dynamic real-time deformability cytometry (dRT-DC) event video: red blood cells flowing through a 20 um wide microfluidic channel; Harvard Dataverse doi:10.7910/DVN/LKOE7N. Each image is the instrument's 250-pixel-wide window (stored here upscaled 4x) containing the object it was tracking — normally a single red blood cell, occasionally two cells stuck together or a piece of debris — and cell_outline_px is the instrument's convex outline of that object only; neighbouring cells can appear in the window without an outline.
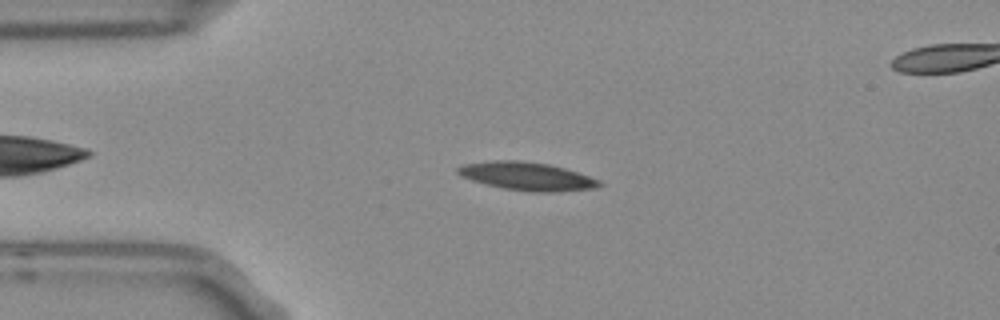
{"species": "Egyptian fruit bat (a non-hibernating species)", "species_latin": "Rousettus aegyptiacus", "temperature_condition": "room temperature", "stored_images_in_passage": 5, "camera_frame_rate_fps": 3000, "um_per_image_px": 0.085, "frame": {"image": 1, "passage_image": 3, "time_ms": 0.667, "image_size_px": [1000, 320], "cell_outline_px": [[604, 184], [596, 188], [560, 192], [528, 192], [504, 188], [472, 180], [456, 172], [456, 168], [464, 164], [488, 160], [520, 160], [548, 164], [564, 168], [600, 180]], "centroid_in_image_um": [44.82, 14.98], "position_along_channel_um": 40.2, "area_um2": 23.24}}